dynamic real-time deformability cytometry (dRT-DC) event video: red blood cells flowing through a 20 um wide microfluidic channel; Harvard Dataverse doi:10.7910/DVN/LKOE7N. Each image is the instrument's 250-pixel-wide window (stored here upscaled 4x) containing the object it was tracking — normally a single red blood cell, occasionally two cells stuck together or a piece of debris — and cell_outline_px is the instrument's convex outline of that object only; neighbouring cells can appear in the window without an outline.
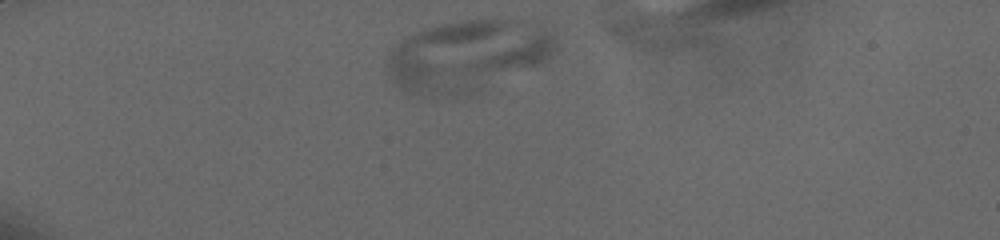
{"species": "human", "species_latin": "Homo sapiens", "temperature_condition": "cold", "stored_images_in_passage": 6, "camera_frame_rate_fps": 3000, "um_per_image_px": 0.085, "donor": {"sex": "male"}, "frame": {"image": 1, "passage_image": 1, "time_ms": 0.0, "image_size_px": [1000, 240], "cell_outline_px": [[556, 48], [552, 56], [548, 60], [540, 64], [480, 72], [452, 72], [452, 68], [524, 24], [532, 20], [556, 32]], "centroid_in_image_um": [43.67, 4.27], "position_along_channel_um": 41.3, "area_um2": 21.1}}